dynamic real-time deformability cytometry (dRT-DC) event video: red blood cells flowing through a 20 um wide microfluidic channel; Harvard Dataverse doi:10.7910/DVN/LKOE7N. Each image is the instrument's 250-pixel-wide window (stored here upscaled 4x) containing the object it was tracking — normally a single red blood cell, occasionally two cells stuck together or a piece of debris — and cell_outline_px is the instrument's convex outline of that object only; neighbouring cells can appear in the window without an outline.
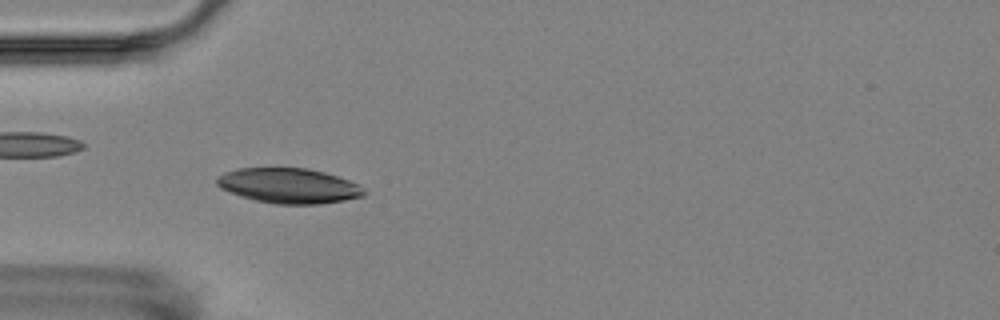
{"species": "Egyptian fruit bat (a non-hibernating species)", "species_latin": "Rousettus aegyptiacus", "temperature_condition": "room temperature", "stored_images_in_passage": 11, "camera_frame_rate_fps": 3000, "um_per_image_px": 0.085, "animal": {"sex": "female"}, "frame": {"image": 1, "passage_image": 4, "time_ms": 4.333, "image_size_px": [1000, 320], "cell_outline_px": [[368, 192], [364, 196], [344, 200], [320, 204], [276, 204], [256, 200], [240, 196], [220, 188], [216, 184], [216, 176], [224, 172], [236, 168], [308, 168], [324, 172], [348, 180], [364, 188]], "centroid_in_image_um": [24.53, 15.78], "position_along_channel_um": 60.5, "area_um2": 30.17}}
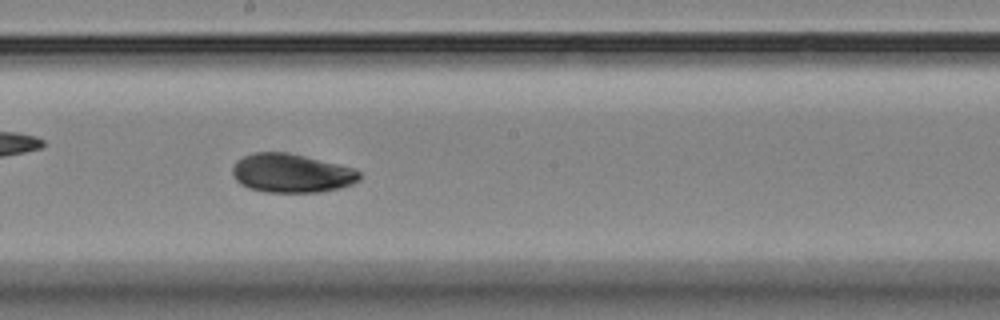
{"frame": {"image": 2, "passage_image": 8, "time_ms": 9.0, "image_size_px": [1000, 320], "cell_outline_px": [[360, 180], [352, 184], [340, 188], [320, 192], [264, 192], [248, 188], [240, 184], [232, 176], [232, 168], [236, 160], [244, 156], [256, 152], [288, 152], [356, 168], [360, 172]], "centroid_in_image_um": [24.77, 14.72], "position_along_channel_um": 223.4, "area_um2": 29.02}}
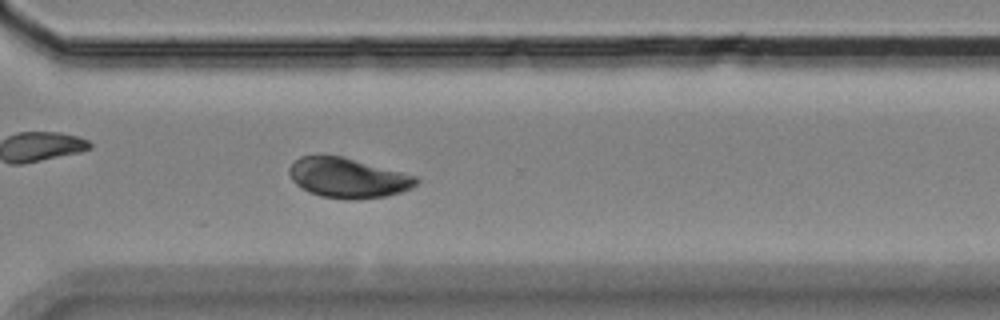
{"frame": {"image": 3, "passage_image": 11, "time_ms": 12.333, "image_size_px": [1000, 320], "cell_outline_px": [[420, 180], [412, 188], [400, 192], [384, 196], [352, 200], [344, 200], [320, 196], [308, 192], [296, 184], [292, 180], [288, 172], [288, 168], [300, 156], [344, 156], [416, 176]], "centroid_in_image_um": [29.56, 15.13], "position_along_channel_um": 341.0, "area_um2": 29.54}}